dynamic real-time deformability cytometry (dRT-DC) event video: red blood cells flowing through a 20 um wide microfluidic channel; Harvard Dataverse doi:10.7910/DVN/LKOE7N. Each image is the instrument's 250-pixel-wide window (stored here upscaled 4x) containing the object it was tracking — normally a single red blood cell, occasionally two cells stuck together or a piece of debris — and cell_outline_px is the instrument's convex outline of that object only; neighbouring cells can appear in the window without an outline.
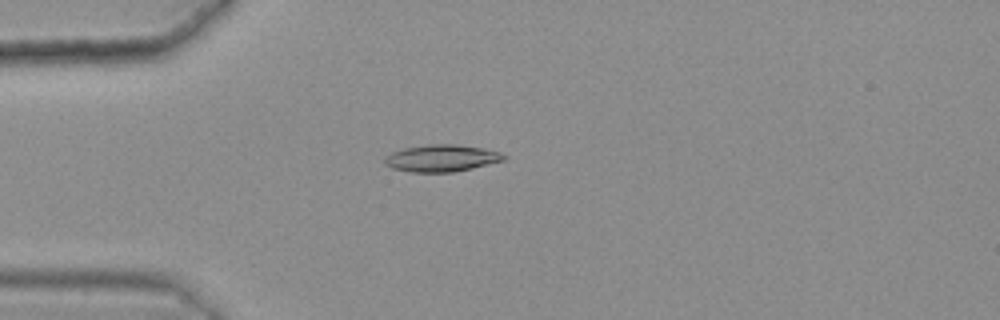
{"species": "common noctule bat (a hibernating species)", "species_latin": "Nyctalus noctula", "temperature_condition": "warm", "stored_images_in_passage": 48, "camera_frame_rate_fps": 3000, "um_per_image_px": 0.085, "animal": {"sex": "female", "body_mass_g": 25.1}, "frame": {"image": 1, "passage_image": 14, "time_ms": 4.333, "image_size_px": [1000, 320], "cell_outline_px": [[508, 156], [504, 160], [472, 168], [452, 172], [412, 172], [392, 168], [384, 164], [384, 156], [392, 152], [404, 148], [428, 144], [456, 144], [484, 148], [500, 152]], "centroid_in_image_um": [37.52, 13.44], "position_along_channel_um": 47.5, "area_um2": 18.79}}
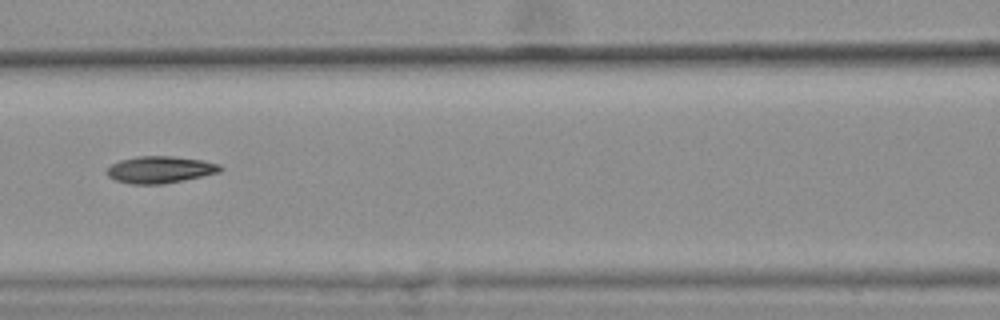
{"frame": {"image": 2, "passage_image": 24, "time_ms": 7.667, "image_size_px": [1000, 320], "cell_outline_px": [[224, 168], [220, 172], [160, 184], [132, 184], [116, 180], [108, 176], [104, 172], [112, 164], [120, 160], [136, 156], [172, 156], [200, 160], [220, 164]], "centroid_in_image_um": [13.57, 14.41], "position_along_channel_um": 153.0, "area_um2": 17.57}}
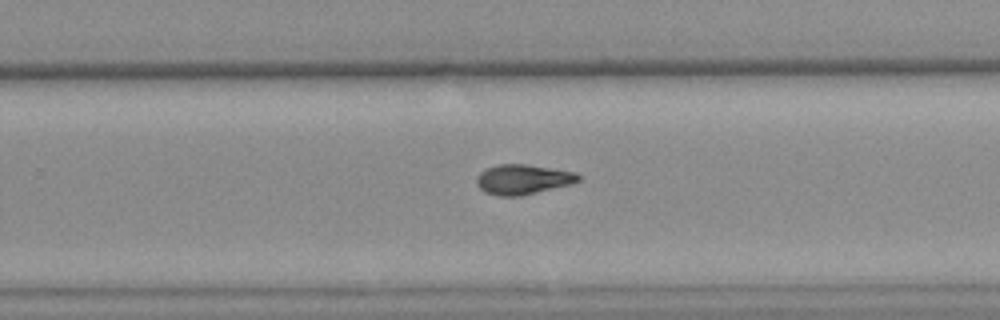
{"frame": {"image": 3, "passage_image": 35, "time_ms": 11.333, "image_size_px": [1000, 320], "cell_outline_px": [[580, 180], [572, 184], [520, 196], [500, 196], [484, 192], [476, 184], [476, 176], [480, 172], [488, 168], [500, 164], [528, 164], [576, 172], [580, 176]], "centroid_in_image_um": [44.45, 15.25], "position_along_channel_um": 285.4, "area_um2": 17.8}, "authors_computed_cell_mechanics": {"area_um2": 17.6001, "velocity_mm_per_s": 3.6174, "shape_relaxation_time_tau1_ms": null, "shape_relaxation_time_tau2_ms": 3.1103, "deformation_change_tau1": null, "deformation_change_tau2": 0.0894}}